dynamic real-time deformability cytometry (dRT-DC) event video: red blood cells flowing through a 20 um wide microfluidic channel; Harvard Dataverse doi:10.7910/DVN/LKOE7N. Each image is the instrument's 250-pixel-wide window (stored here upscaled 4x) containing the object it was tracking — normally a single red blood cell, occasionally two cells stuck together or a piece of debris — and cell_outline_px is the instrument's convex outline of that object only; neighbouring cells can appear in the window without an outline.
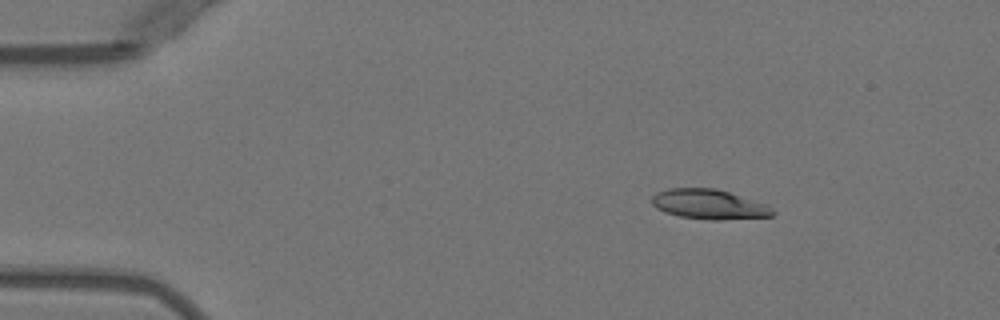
{"species": "Egyptian fruit bat (a non-hibernating species)", "species_latin": "Rousettus aegyptiacus", "temperature_condition": "warm", "stored_images_in_passage": 12, "camera_frame_rate_fps": 3000, "um_per_image_px": 0.085, "animal": {"sex": "female"}, "frame": {"image": 1, "passage_image": 2, "time_ms": 1.333, "image_size_px": [1000, 320], "cell_outline_px": [[776, 212], [772, 216], [720, 220], [708, 220], [680, 216], [664, 212], [656, 208], [652, 204], [652, 196], [656, 192], [668, 188], [716, 188], [768, 204]], "centroid_in_image_um": [60.27, 17.36], "position_along_channel_um": 24.7, "area_um2": 21.15}}
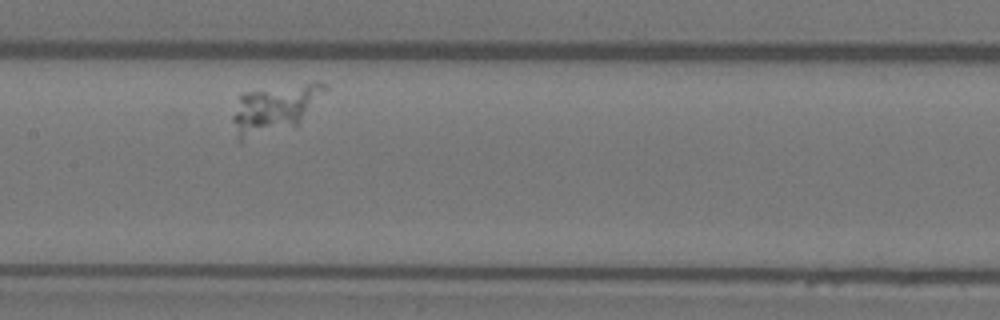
{"frame": {"image": 2, "passage_image": 7, "time_ms": 8.0, "image_size_px": [1000, 320], "cell_outline_px": [[328, 88], [300, 120], [296, 124], [240, 140], [236, 140], [232, 120], [232, 116], [240, 96], [244, 92], [312, 80], [316, 80], [328, 84]], "centroid_in_image_um": [23.34, 9.15], "position_along_channel_um": 184.1, "area_um2": 25.26}}
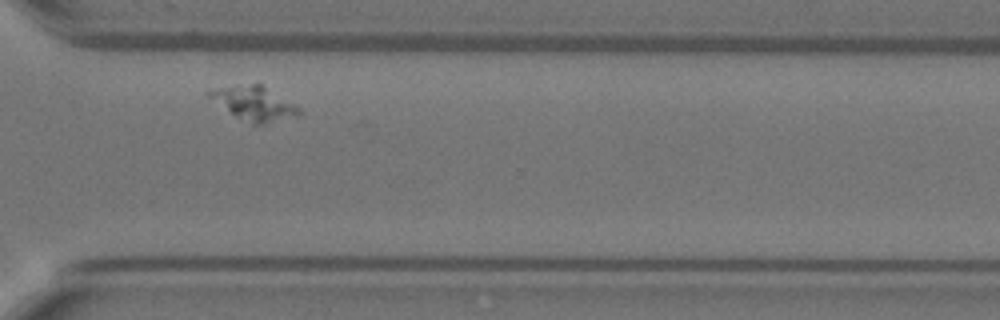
{"frame": {"image": 3, "passage_image": 11, "time_ms": 12.667, "image_size_px": [1000, 320], "cell_outline_px": [[300, 116], [264, 124], [252, 124], [236, 116], [208, 96], [204, 92], [220, 88], [252, 84], [260, 84], [300, 108]], "centroid_in_image_um": [21.64, 8.81], "position_along_channel_um": 349.0, "area_um2": 17.11}}